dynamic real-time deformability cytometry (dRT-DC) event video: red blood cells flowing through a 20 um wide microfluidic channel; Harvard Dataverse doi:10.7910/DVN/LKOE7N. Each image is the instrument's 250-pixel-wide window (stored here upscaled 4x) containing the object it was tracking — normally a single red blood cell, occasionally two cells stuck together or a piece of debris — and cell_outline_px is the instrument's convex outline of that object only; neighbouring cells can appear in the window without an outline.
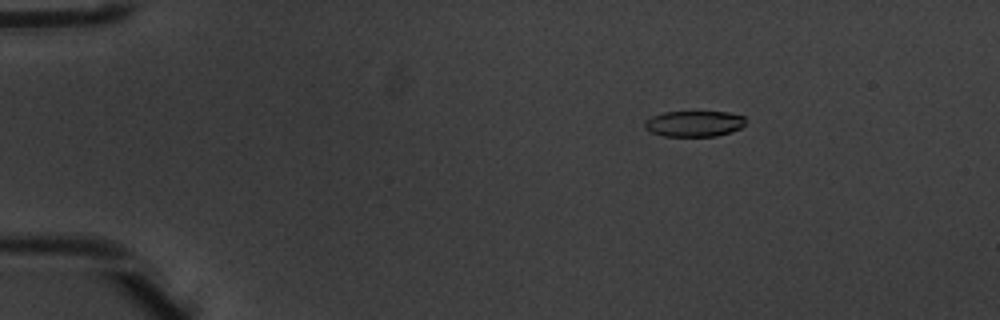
{"species": "common noctule bat (a hibernating species)", "species_latin": "Nyctalus noctula", "temperature_condition": "warm", "stored_images_in_passage": 6, "camera_frame_rate_fps": 3000, "um_per_image_px": 0.085, "animal": {"sex": "male", "body_mass_g": 20.1, "forearm_length_mm": 53.5}, "frame": {"image": 1, "passage_image": 3, "time_ms": 0.667, "image_size_px": [1000, 320], "cell_outline_px": [[748, 120], [740, 128], [716, 136], [664, 136], [652, 132], [644, 128], [644, 120], [652, 116], [664, 112], [728, 112], [744, 116]], "centroid_in_image_um": [58.99, 10.5], "position_along_channel_um": 26.0, "area_um2": 15.2}}
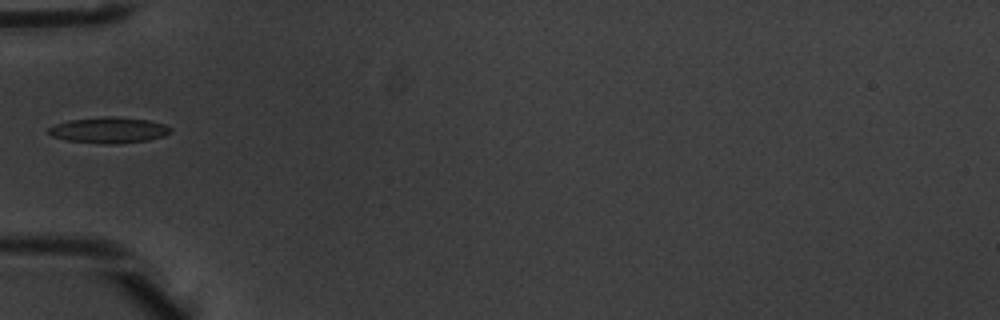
{"frame": {"image": 2, "passage_image": 5, "time_ms": 1.333, "image_size_px": [1000, 320], "cell_outline_px": [[172, 132], [164, 136], [148, 140], [112, 144], [100, 144], [68, 140], [52, 136], [48, 132], [48, 128], [56, 124], [68, 120], [104, 116], [116, 116], [148, 120], [164, 124], [172, 128]], "centroid_in_image_um": [9.27, 11.05], "position_along_channel_um": 75.7, "area_um2": 18.5}}